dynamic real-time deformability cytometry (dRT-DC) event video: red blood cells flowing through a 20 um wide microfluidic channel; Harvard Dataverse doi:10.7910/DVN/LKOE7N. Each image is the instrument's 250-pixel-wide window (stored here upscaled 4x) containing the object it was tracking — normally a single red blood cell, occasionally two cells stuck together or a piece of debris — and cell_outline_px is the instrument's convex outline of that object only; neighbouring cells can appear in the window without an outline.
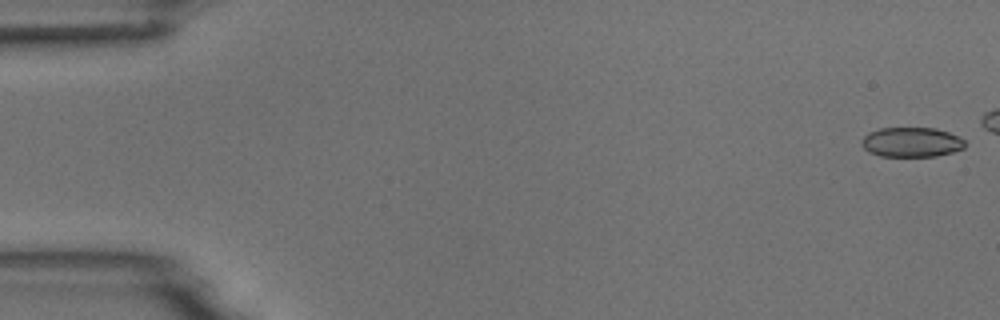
{"species": "common noctule bat (a hibernating species)", "species_latin": "Nyctalus noctula", "temperature_condition": "room temperature", "stored_images_in_passage": 44, "camera_frame_rate_fps": 3000, "um_per_image_px": 0.085, "animal": {"sex": "male", "body_mass_g": 18.8}, "frame": {"image": 1, "passage_image": 1, "time_ms": 0.0, "image_size_px": [1000, 320], "cell_outline_px": [[964, 148], [952, 152], [936, 156], [880, 156], [868, 152], [860, 144], [860, 140], [868, 132], [880, 128], [936, 128], [960, 136], [964, 140]], "centroid_in_image_um": [77.45, 12.08], "position_along_channel_um": 7.6, "area_um2": 18.03}}
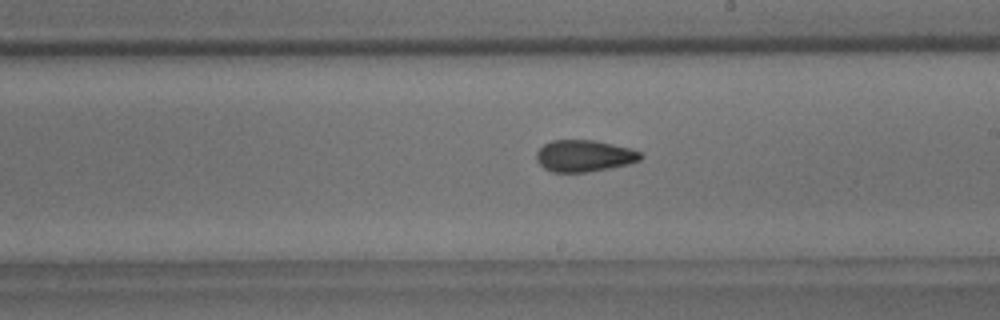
{"frame": {"image": 2, "passage_image": 31, "time_ms": 10.0, "image_size_px": [1000, 320], "cell_outline_px": [[644, 156], [640, 160], [628, 164], [608, 168], [584, 172], [552, 172], [544, 168], [536, 160], [536, 152], [544, 144], [552, 140], [596, 140], [632, 148], [640, 152]], "centroid_in_image_um": [49.66, 13.24], "position_along_channel_um": 239.3, "area_um2": 19.31}}
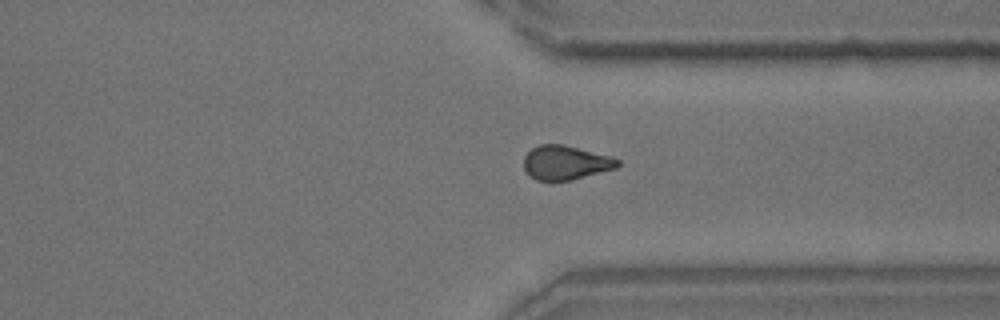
{"frame": {"image": 3, "passage_image": 41, "time_ms": 13.333, "image_size_px": [1000, 320], "cell_outline_px": [[620, 164], [616, 168], [572, 180], [536, 180], [528, 176], [524, 168], [524, 156], [532, 148], [540, 144], [564, 144], [608, 156], [620, 160]], "centroid_in_image_um": [48.04, 13.82], "position_along_channel_um": 363.4, "area_um2": 18.61}}